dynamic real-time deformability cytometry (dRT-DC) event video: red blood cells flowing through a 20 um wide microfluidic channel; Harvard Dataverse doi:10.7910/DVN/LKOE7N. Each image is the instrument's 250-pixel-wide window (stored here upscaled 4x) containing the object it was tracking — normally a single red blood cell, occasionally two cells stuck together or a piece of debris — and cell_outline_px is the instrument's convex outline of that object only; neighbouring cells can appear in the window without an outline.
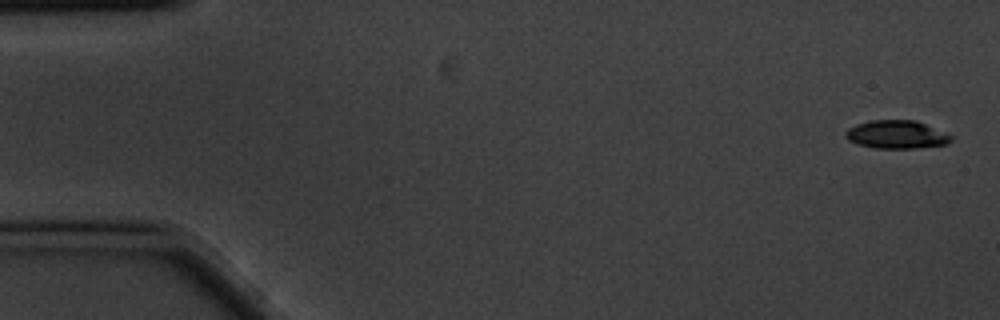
{"species": "common noctule bat (a hibernating species)", "species_latin": "Nyctalus noctula", "temperature_condition": "cold", "stored_images_in_passage": 5, "camera_frame_rate_fps": 3000, "um_per_image_px": 0.085, "animal": {"sex": "male", "body_mass_g": 20.1, "forearm_length_mm": 53.5}, "frame": {"image": 1, "passage_image": 1, "time_ms": 0.0, "image_size_px": [1000, 320], "cell_outline_px": [[952, 140], [948, 144], [916, 148], [876, 148], [856, 144], [848, 140], [844, 136], [844, 132], [848, 128], [856, 124], [872, 120], [916, 120], [948, 132], [952, 136]], "centroid_in_image_um": [76.22, 11.43], "position_along_channel_um": 8.8, "area_um2": 17.63}}